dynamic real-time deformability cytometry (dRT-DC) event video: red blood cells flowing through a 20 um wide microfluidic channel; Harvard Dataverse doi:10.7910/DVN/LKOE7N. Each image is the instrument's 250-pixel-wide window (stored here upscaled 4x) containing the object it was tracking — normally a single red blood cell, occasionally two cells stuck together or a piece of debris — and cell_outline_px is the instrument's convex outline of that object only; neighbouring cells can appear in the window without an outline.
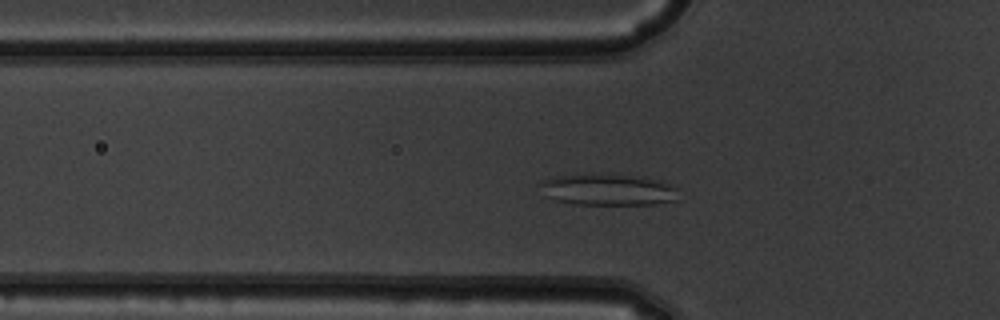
{"species": "common noctule bat (a hibernating species)", "species_latin": "Nyctalus noctula", "temperature_condition": "warm", "stored_images_in_passage": 36, "camera_frame_rate_fps": 3000, "um_per_image_px": 0.085, "animal": {"sex": "male", "body_mass_g": 19.5, "forearm_length_mm": 54.6}, "frame": {"image": 1, "passage_image": 2, "time_ms": 0.333, "image_size_px": [1000, 320], "cell_outline_px": [[676, 200], [656, 204], [576, 204], [556, 200], [544, 196], [540, 184], [544, 180], [552, 176], [576, 172], [612, 172], [664, 180], [676, 188]], "centroid_in_image_um": [51.64, 16.06], "position_along_channel_um": 74.2, "area_um2": 26.41}}
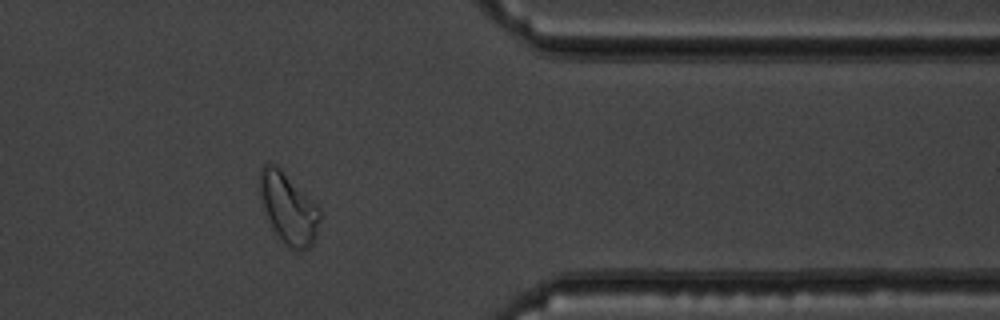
{"frame": {"image": 2, "passage_image": 27, "time_ms": 8.667, "image_size_px": [1000, 320], "cell_outline_px": [[320, 220], [316, 236], [312, 244], [308, 248], [292, 248], [284, 244], [280, 240], [264, 208], [260, 196], [260, 168], [264, 164], [276, 164], [320, 208]], "centroid_in_image_um": [24.53, 17.68], "position_along_channel_um": 386.9, "area_um2": 24.1}}
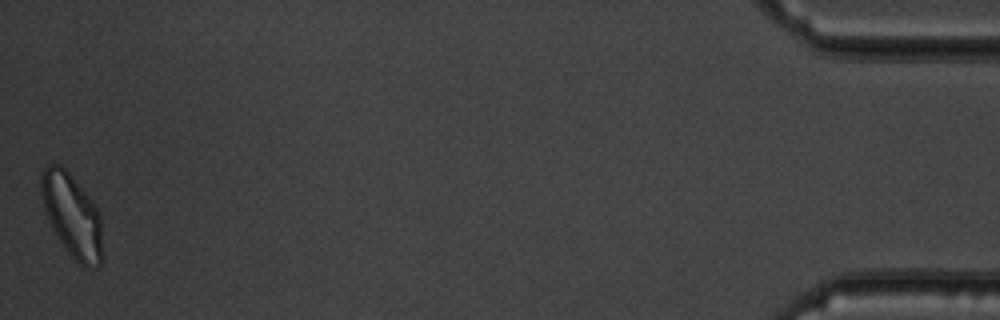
{"frame": {"image": 3, "passage_image": 36, "time_ms": 11.667, "image_size_px": [1000, 320], "cell_outline_px": [[104, 260], [100, 264], [92, 268], [84, 268], [68, 252], [52, 228], [44, 208], [40, 192], [40, 176], [44, 168], [48, 164], [60, 164], [68, 172], [96, 208], [100, 216]], "centroid_in_image_um": [6.13, 18.35], "position_along_channel_um": 429.1, "area_um2": 29.48}, "authors_computed_cell_mechanics": {"area_um2": 19.8543, "velocity_mm_per_s": 3.9212, "shape_relaxation_time_tau1_ms": null, "shape_relaxation_time_tau2_ms": 4.0935, "deformation_change_tau1": null, "deformation_change_tau2": 0.094}}